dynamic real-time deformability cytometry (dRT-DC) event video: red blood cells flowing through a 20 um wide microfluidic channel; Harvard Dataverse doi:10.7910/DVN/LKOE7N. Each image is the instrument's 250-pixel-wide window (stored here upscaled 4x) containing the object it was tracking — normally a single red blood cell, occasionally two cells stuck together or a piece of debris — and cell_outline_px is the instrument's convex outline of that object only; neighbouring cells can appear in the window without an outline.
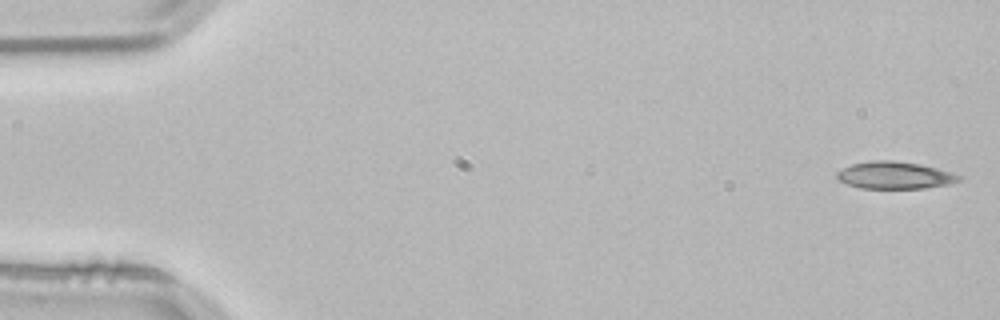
{"species": "common noctule bat (a hibernating species)", "species_latin": "Nyctalus noctula", "temperature_condition": "room temperature", "stored_images_in_passage": 53, "camera_frame_rate_fps": 3000, "um_per_image_px": 0.085, "animal": {"sex": "male", "body_mass_g": 21.5, "forearm_length_mm": 52.0}, "frame": {"image": 1, "passage_image": 1, "time_ms": 0.0, "image_size_px": [1000, 320], "cell_outline_px": [[964, 176], [960, 180], [948, 184], [924, 188], [860, 188], [848, 184], [840, 180], [836, 176], [836, 172], [852, 164], [872, 160], [892, 160], [920, 164], [952, 172]], "centroid_in_image_um": [76.08, 14.89], "position_along_channel_um": 8.9, "area_um2": 19.25}}
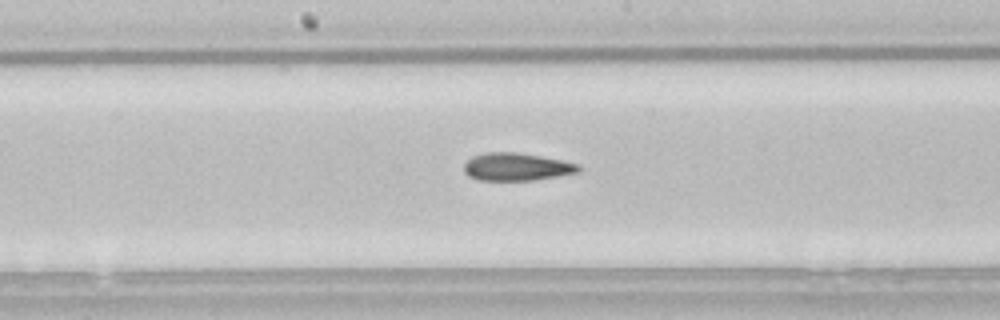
{"frame": {"image": 2, "passage_image": 27, "time_ms": 8.667, "image_size_px": [1000, 320], "cell_outline_px": [[580, 172], [532, 180], [480, 180], [468, 176], [464, 172], [464, 164], [472, 156], [484, 152], [516, 152], [540, 156], [560, 160], [576, 164], [580, 168]], "centroid_in_image_um": [43.85, 14.17], "position_along_channel_um": 204.3, "area_um2": 18.32}}
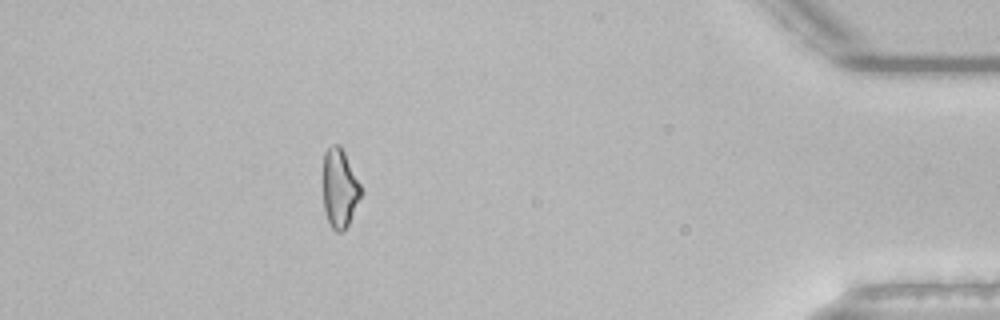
{"frame": {"image": 3, "passage_image": 47, "time_ms": 15.333, "image_size_px": [1000, 320], "cell_outline_px": [[364, 192], [348, 224], [340, 232], [336, 232], [332, 228], [328, 220], [324, 208], [324, 152], [332, 144], [340, 144]], "centroid_in_image_um": [28.89, 15.99], "position_along_channel_um": 406.3, "area_um2": 17.22}, "authors_computed_cell_mechanics": {"area_um2": 18.785, "velocity_mm_per_s": 3.8187, "shape_relaxation_time_tau1_ms": 6.6288, "shape_relaxation_time_tau2_ms": 5.2693, "deformation_change_tau1": 0.162, "deformation_change_tau2": 0.1401}}